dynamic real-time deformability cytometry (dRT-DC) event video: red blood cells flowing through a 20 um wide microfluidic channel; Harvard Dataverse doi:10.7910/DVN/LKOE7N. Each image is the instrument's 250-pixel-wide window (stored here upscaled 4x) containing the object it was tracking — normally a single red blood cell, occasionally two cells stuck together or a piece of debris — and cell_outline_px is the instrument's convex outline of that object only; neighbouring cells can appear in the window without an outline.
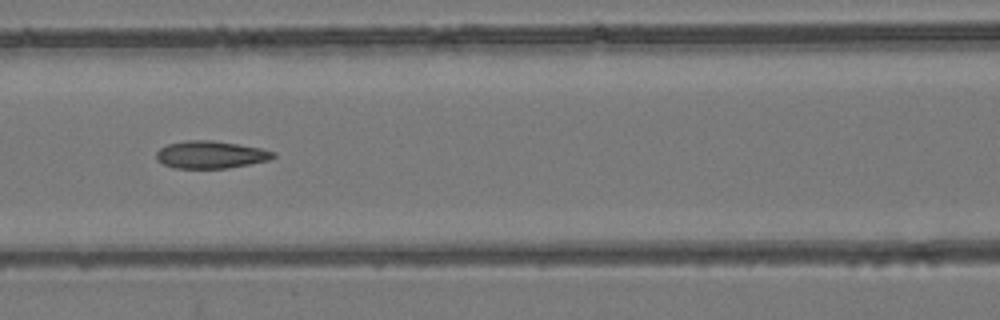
{"species": "common noctule bat (a hibernating species)", "species_latin": "Nyctalus noctula", "temperature_condition": "room temperature", "stored_images_in_passage": 8, "camera_frame_rate_fps": 3000, "um_per_image_px": 0.085, "animal": {"sex": "female", "body_mass_g": 24.6, "forearm_length_mm": 56.2}, "frame": {"image": 1, "passage_image": 6, "time_ms": 7.333, "image_size_px": [1000, 320], "cell_outline_px": [[276, 156], [268, 160], [228, 168], [176, 168], [164, 164], [156, 160], [156, 152], [160, 148], [168, 144], [184, 140], [212, 140], [240, 144], [260, 148], [276, 152]], "centroid_in_image_um": [17.9, 13.14], "position_along_channel_um": 148.7, "area_um2": 18.73}}
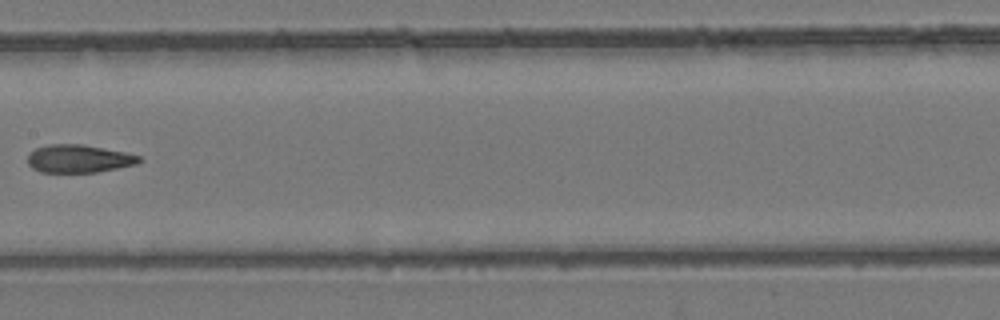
{"frame": {"image": 2, "passage_image": 7, "time_ms": 8.667, "image_size_px": [1000, 320], "cell_outline_px": [[144, 160], [136, 164], [96, 172], [40, 172], [32, 168], [28, 164], [28, 156], [36, 148], [48, 144], [84, 144], [124, 152], [140, 156]], "centroid_in_image_um": [6.7, 13.48], "position_along_channel_um": 200.7, "area_um2": 18.09}}
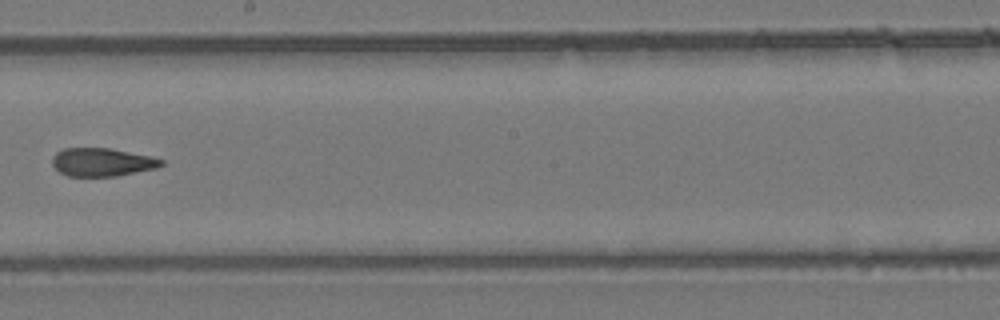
{"frame": {"image": 3, "passage_image": 8, "time_ms": 9.667, "image_size_px": [1000, 320], "cell_outline_px": [[164, 164], [156, 168], [116, 176], [68, 176], [60, 172], [52, 164], [52, 156], [56, 152], [64, 148], [108, 148], [152, 156], [164, 160]], "centroid_in_image_um": [8.67, 13.78], "position_along_channel_um": 239.5, "area_um2": 17.92}}